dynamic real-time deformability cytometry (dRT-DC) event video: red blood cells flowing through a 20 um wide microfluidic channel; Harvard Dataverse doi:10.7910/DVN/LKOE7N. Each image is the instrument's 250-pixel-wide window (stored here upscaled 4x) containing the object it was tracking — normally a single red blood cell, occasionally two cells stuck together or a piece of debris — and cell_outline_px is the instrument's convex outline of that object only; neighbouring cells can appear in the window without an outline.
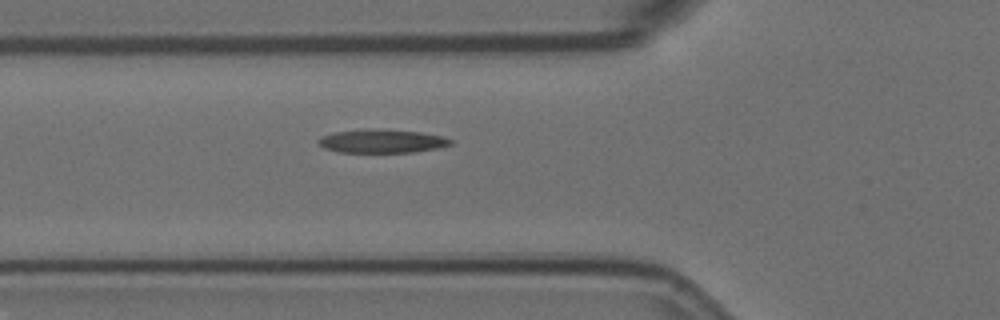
{"species": "Egyptian fruit bat (a non-hibernating species)", "species_latin": "Rousettus aegyptiacus", "temperature_condition": "room temperature", "stored_images_in_passage": 3, "camera_frame_rate_fps": 3000, "um_per_image_px": 0.085, "animal": {"sex": "female"}, "frame": {"image": 1, "passage_image": 3, "time_ms": 0.667, "image_size_px": [1000, 320], "cell_outline_px": [[452, 144], [440, 148], [412, 152], [340, 152], [324, 148], [316, 140], [320, 136], [336, 132], [368, 128], [372, 128], [420, 132], [440, 136], [452, 140]], "centroid_in_image_um": [32.44, 11.99], "position_along_channel_um": 93.4, "area_um2": 18.09}}